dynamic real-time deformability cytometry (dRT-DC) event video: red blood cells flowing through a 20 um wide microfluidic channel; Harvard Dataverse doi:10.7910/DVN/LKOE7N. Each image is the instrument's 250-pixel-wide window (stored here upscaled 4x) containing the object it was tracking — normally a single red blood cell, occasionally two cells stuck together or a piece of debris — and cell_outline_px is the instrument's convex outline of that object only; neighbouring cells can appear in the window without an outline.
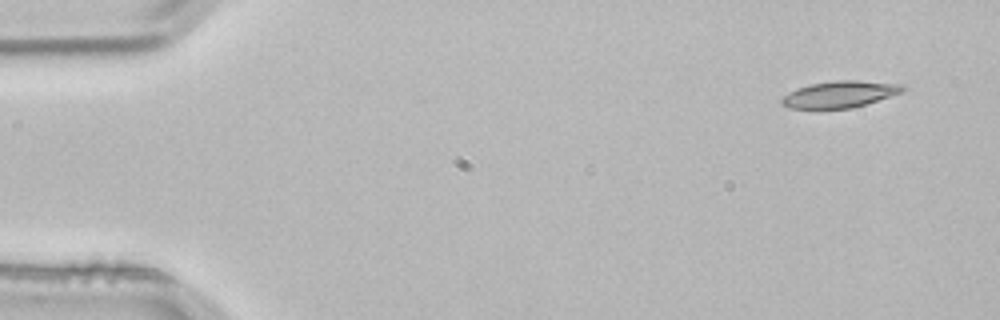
{"species": "common noctule bat (a hibernating species)", "species_latin": "Nyctalus noctula", "temperature_condition": "room temperature", "stored_images_in_passage": 4, "camera_frame_rate_fps": 3000, "um_per_image_px": 0.085, "animal": {"sex": "male", "body_mass_g": 21.5, "forearm_length_mm": 52.0}, "frame": {"image": 1, "passage_image": 1, "time_ms": 0.0, "image_size_px": [1000, 320], "cell_outline_px": [[908, 88], [900, 92], [852, 108], [820, 112], [816, 112], [788, 108], [780, 104], [780, 100], [788, 92], [796, 88], [812, 84], [836, 80], [856, 80], [904, 84]], "centroid_in_image_um": [71.26, 8.07], "position_along_channel_um": 13.7, "area_um2": 19.54}}
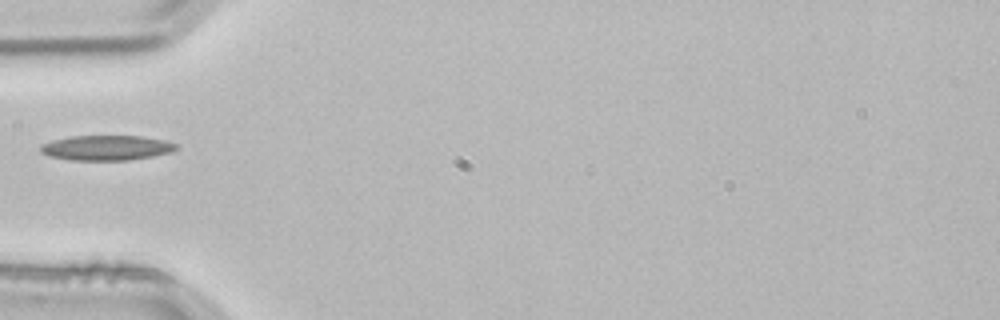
{"frame": {"image": 2, "passage_image": 4, "time_ms": 1.0, "image_size_px": [1000, 320], "cell_outline_px": [[180, 148], [172, 152], [152, 156], [128, 160], [72, 160], [48, 156], [40, 152], [40, 144], [52, 140], [72, 136], [144, 136], [164, 140], [176, 144]], "centroid_in_image_um": [9.05, 12.56], "position_along_channel_um": 76.0, "area_um2": 19.88}}